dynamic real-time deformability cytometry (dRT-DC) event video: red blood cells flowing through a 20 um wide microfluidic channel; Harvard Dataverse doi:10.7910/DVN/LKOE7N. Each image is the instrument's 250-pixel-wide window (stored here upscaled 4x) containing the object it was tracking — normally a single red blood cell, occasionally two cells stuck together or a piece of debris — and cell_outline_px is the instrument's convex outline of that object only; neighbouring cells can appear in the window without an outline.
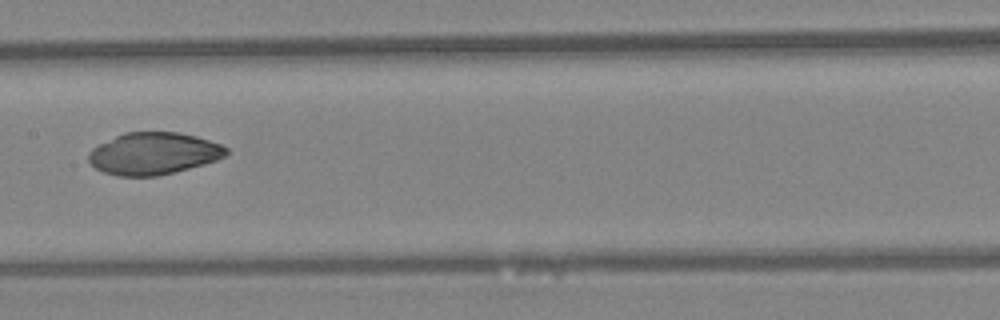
{"species": "Egyptian fruit bat (a non-hibernating species)", "species_latin": "Rousettus aegyptiacus", "temperature_condition": "warm", "stored_images_in_passage": 9, "camera_frame_rate_fps": 3000, "um_per_image_px": 0.085, "animal": {"sex": "female"}, "frame": {"image": 1, "passage_image": 8, "time_ms": 2.333, "image_size_px": [1000, 320], "cell_outline_px": [[228, 152], [224, 156], [216, 160], [204, 164], [156, 176], [120, 176], [104, 172], [96, 168], [88, 160], [88, 152], [92, 148], [124, 132], [180, 132], [196, 136], [220, 144], [228, 148]], "centroid_in_image_um": [13.04, 13.04], "position_along_channel_um": 194.4, "area_um2": 33.47}}
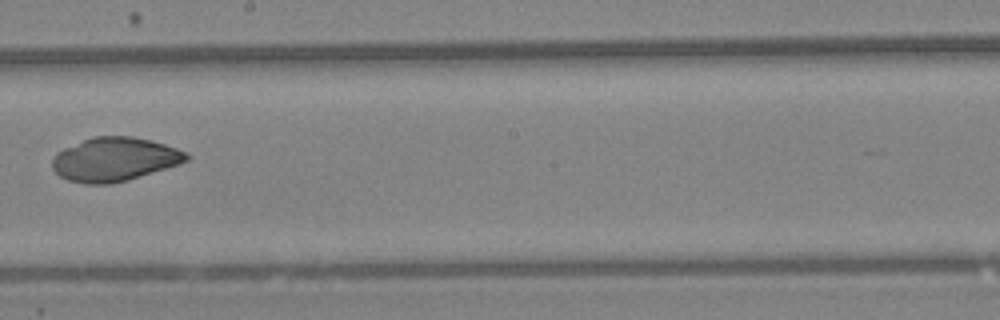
{"frame": {"image": 2, "passage_image": 9, "time_ms": 2.667, "image_size_px": [1000, 320], "cell_outline_px": [[192, 156], [188, 160], [180, 164], [128, 180], [112, 184], [84, 184], [68, 180], [60, 176], [52, 168], [52, 160], [56, 152], [64, 148], [92, 136], [132, 136], [164, 144], [176, 148]], "centroid_in_image_um": [9.72, 13.55], "position_along_channel_um": 238.5, "area_um2": 34.28}}